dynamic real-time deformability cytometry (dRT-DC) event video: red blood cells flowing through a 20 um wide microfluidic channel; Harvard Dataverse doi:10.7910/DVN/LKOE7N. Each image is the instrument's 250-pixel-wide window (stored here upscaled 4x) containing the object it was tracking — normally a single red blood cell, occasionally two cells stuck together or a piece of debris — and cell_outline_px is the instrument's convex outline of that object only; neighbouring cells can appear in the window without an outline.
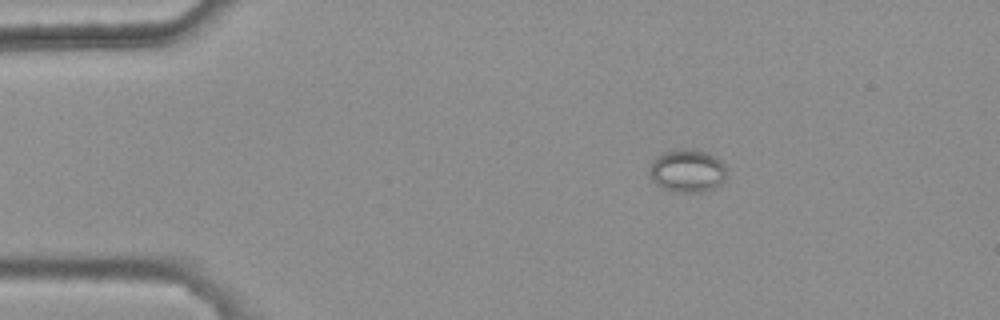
{"species": "common noctule bat (a hibernating species)", "species_latin": "Nyctalus noctula", "temperature_condition": "warm", "stored_images_in_passage": 2, "camera_frame_rate_fps": 3000, "um_per_image_px": 0.085, "animal": {"sex": "female", "body_mass_g": 25.1}, "frame": {"image": 1, "passage_image": 2, "time_ms": 0.333, "image_size_px": [1000, 320], "cell_outline_px": [[724, 180], [720, 184], [712, 188], [700, 192], [668, 192], [656, 184], [652, 180], [648, 172], [648, 168], [652, 160], [656, 156], [664, 152], [688, 148], [692, 148], [716, 156], [724, 164]], "centroid_in_image_um": [58.36, 14.52], "position_along_channel_um": 26.6, "area_um2": 19.42}}